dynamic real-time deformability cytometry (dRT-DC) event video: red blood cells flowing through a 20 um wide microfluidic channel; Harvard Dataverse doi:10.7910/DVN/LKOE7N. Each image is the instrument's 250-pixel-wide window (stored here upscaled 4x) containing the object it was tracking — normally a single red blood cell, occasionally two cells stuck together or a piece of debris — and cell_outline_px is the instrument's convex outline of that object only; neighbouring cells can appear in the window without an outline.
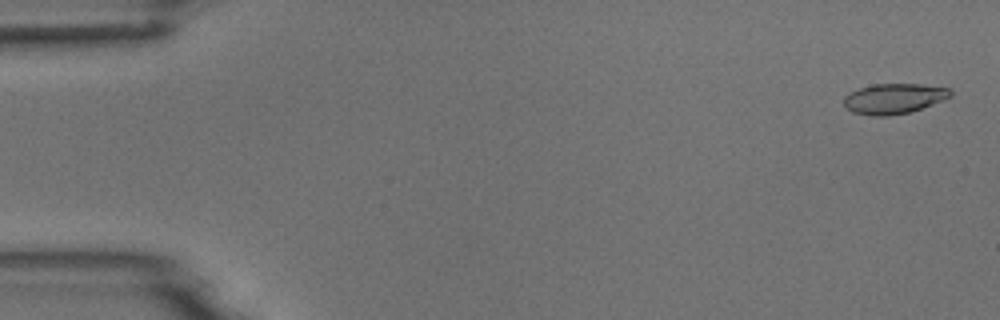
{"species": "common noctule bat (a hibernating species)", "species_latin": "Nyctalus noctula", "temperature_condition": "room temperature", "stored_images_in_passage": 54, "camera_frame_rate_fps": 3000, "um_per_image_px": 0.085, "animal": {"sex": "male", "body_mass_g": 18.8}, "frame": {"image": 1, "passage_image": 2, "time_ms": 0.333, "image_size_px": [1000, 320], "cell_outline_px": [[952, 96], [920, 108], [908, 112], [888, 116], [872, 116], [852, 112], [844, 108], [844, 96], [860, 88], [872, 84], [920, 84], [952, 88]], "centroid_in_image_um": [75.96, 8.38], "position_along_channel_um": 9.0, "area_um2": 18.73}}
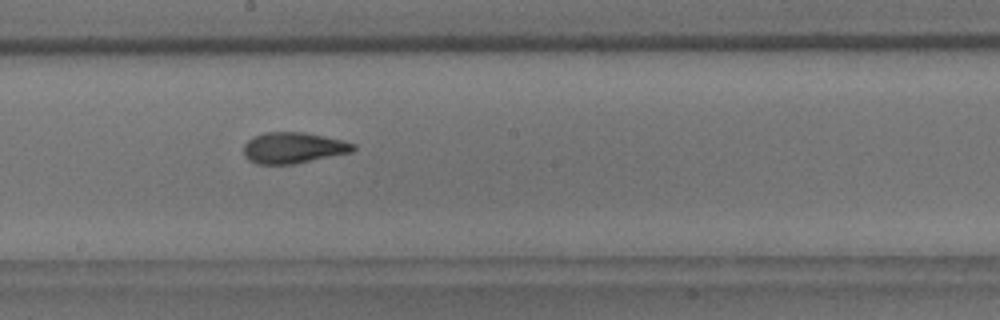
{"frame": {"image": 2, "passage_image": 30, "time_ms": 9.667, "image_size_px": [1000, 320], "cell_outline_px": [[356, 148], [352, 152], [292, 164], [256, 164], [248, 160], [244, 156], [244, 144], [252, 136], [264, 132], [304, 132], [344, 140], [356, 144]], "centroid_in_image_um": [24.92, 12.55], "position_along_channel_um": 223.3, "area_um2": 19.94}}
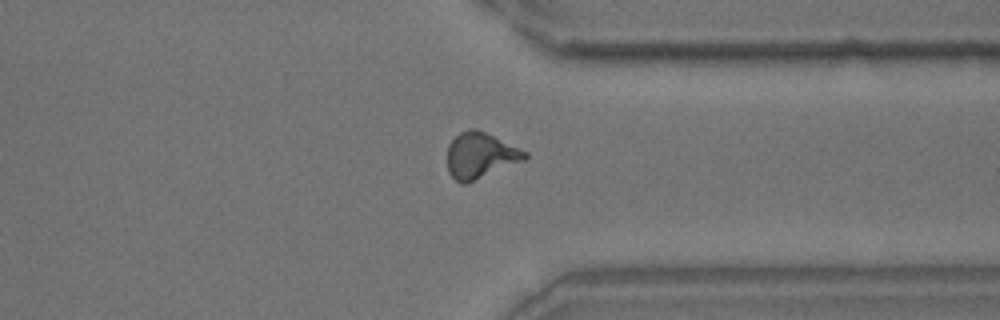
{"frame": {"image": 3, "passage_image": 42, "time_ms": 13.667, "image_size_px": [1000, 320], "cell_outline_px": [[528, 156], [524, 160], [468, 184], [460, 184], [448, 172], [448, 144], [460, 132], [468, 128], [476, 128], [528, 152]], "centroid_in_image_um": [40.81, 13.23], "position_along_channel_um": 370.6, "area_um2": 20.75}, "authors_computed_cell_mechanics": {"area_um2": 19.4786, "velocity_mm_per_s": 3.7271, "shape_relaxation_time_tau1_ms": 7.1792, "shape_relaxation_time_tau2_ms": 1.4443, "deformation_change_tau1": 0.2272, "deformation_change_tau2": 0.0953}}